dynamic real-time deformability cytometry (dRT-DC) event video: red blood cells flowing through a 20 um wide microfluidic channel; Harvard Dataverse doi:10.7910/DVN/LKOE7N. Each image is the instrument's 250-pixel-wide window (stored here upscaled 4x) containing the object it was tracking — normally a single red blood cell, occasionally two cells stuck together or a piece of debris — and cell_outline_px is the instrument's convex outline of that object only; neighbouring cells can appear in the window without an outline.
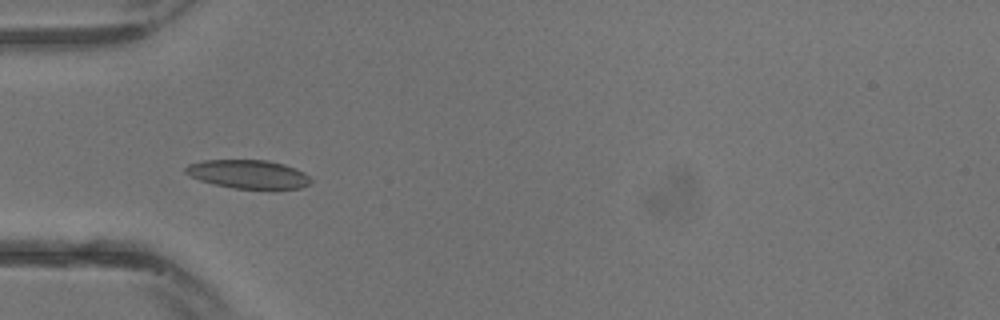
{"species": "common noctule bat (a hibernating species)", "species_latin": "Nyctalus noctula", "temperature_condition": "warm", "stored_images_in_passage": 16, "camera_frame_rate_fps": 3000, "um_per_image_px": 0.085, "animal": {"sex": "male", "body_mass_g": 13.3}, "frame": {"image": 1, "passage_image": 7, "time_ms": 2.0, "image_size_px": [1000, 320], "cell_outline_px": [[312, 180], [308, 184], [300, 188], [232, 188], [200, 180], [184, 172], [184, 168], [188, 164], [204, 160], [268, 160], [284, 164], [296, 168], [304, 172]], "centroid_in_image_um": [21.1, 14.79], "position_along_channel_um": 63.9, "area_um2": 20.63}}
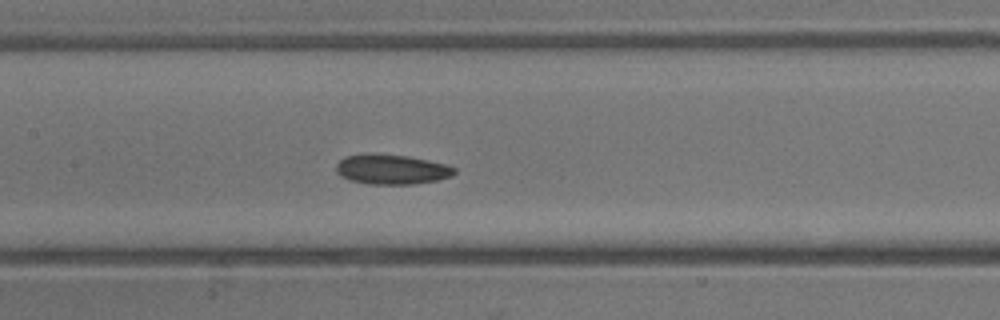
{"frame": {"image": 2, "passage_image": 12, "time_ms": 3.667, "image_size_px": [1000, 320], "cell_outline_px": [[456, 172], [452, 176], [436, 180], [412, 184], [368, 184], [352, 180], [340, 176], [336, 172], [336, 164], [344, 156], [408, 156], [428, 160], [444, 164], [456, 168]], "centroid_in_image_um": [33.32, 14.43], "position_along_channel_um": 174.1, "area_um2": 19.83}}
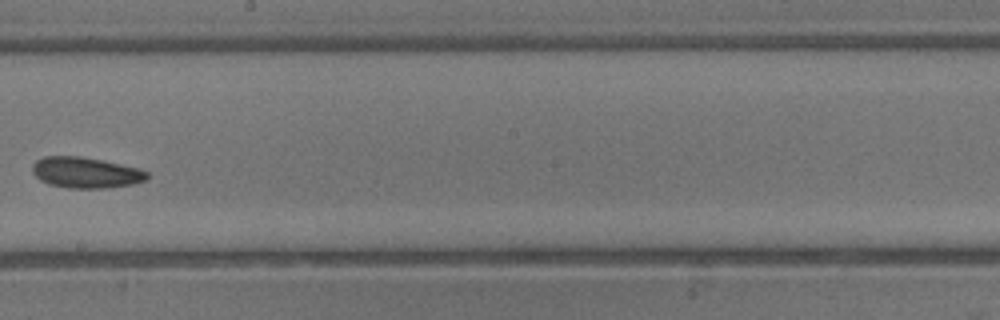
{"frame": {"image": 3, "passage_image": 15, "time_ms": 4.667, "image_size_px": [1000, 320], "cell_outline_px": [[148, 176], [144, 180], [132, 184], [108, 188], [68, 188], [48, 184], [40, 180], [32, 172], [32, 164], [36, 160], [44, 156], [80, 156], [120, 164], [136, 168], [148, 172]], "centroid_in_image_um": [7.23, 14.67], "position_along_channel_um": 241.0, "area_um2": 20.52}}